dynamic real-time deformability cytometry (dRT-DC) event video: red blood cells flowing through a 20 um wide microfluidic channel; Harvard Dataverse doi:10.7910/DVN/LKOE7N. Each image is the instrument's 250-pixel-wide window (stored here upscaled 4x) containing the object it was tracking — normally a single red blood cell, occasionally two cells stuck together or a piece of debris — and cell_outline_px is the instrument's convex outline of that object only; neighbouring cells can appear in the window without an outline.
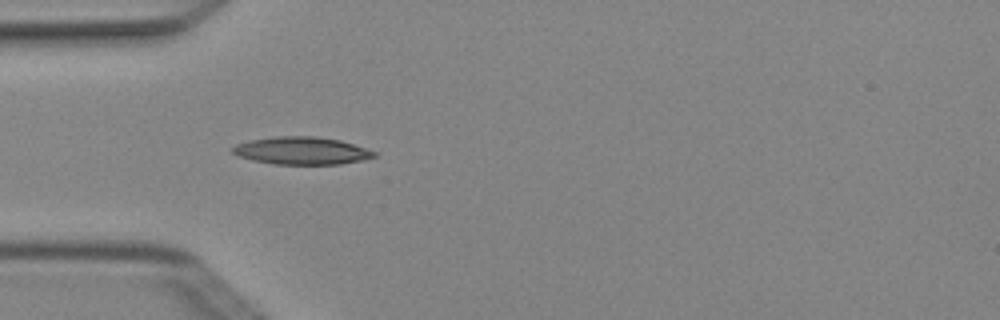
{"species": "Egyptian fruit bat (a non-hibernating species)", "species_latin": "Rousettus aegyptiacus", "temperature_condition": "cold", "stored_images_in_passage": 5, "camera_frame_rate_fps": 3000, "um_per_image_px": 0.085, "animal": {"sex": "female"}, "frame": {"image": 1, "passage_image": 5, "time_ms": 1.333, "image_size_px": [1000, 320], "cell_outline_px": [[376, 156], [364, 160], [340, 164], [276, 164], [252, 160], [240, 156], [232, 152], [232, 148], [236, 144], [252, 140], [276, 136], [316, 136], [340, 140], [376, 152]], "centroid_in_image_um": [25.65, 12.81], "position_along_channel_um": 59.3, "area_um2": 22.54}}